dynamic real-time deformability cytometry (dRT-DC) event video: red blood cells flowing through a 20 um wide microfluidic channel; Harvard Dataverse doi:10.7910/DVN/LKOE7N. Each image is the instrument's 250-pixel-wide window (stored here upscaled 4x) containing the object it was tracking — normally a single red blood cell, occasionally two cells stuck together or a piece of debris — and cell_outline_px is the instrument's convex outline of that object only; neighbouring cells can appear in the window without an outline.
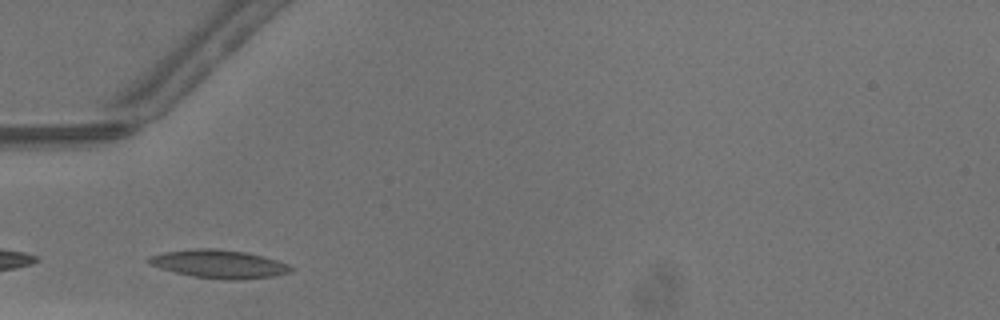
{"species": "common noctule bat (a hibernating species)", "species_latin": "Nyctalus noctula", "temperature_condition": "warm", "stored_images_in_passage": 23, "camera_frame_rate_fps": 3000, "um_per_image_px": 0.085, "animal": {"sex": "male", "body_mass_g": 13.3}, "frame": {"image": 1, "passage_image": 4, "time_ms": 1.0, "image_size_px": [1000, 320], "cell_outline_px": [[292, 272], [272, 276], [244, 280], [224, 280], [196, 276], [176, 272], [160, 268], [152, 264], [148, 260], [148, 256], [164, 252], [192, 248], [216, 248], [244, 252], [264, 256], [288, 264], [292, 268]], "centroid_in_image_um": [18.65, 22.43], "position_along_channel_um": 66.4, "area_um2": 23.29}}
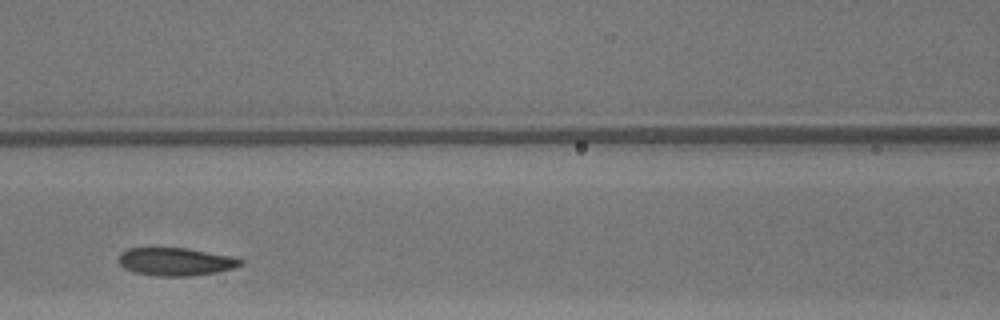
{"frame": {"image": 2, "passage_image": 10, "time_ms": 3.0, "image_size_px": [1000, 320], "cell_outline_px": [[244, 264], [232, 268], [216, 272], [192, 276], [152, 276], [132, 272], [124, 268], [120, 264], [120, 252], [128, 248], [184, 248], [236, 256], [244, 260]], "centroid_in_image_um": [14.96, 22.24], "position_along_channel_um": 151.6, "area_um2": 20.06}}
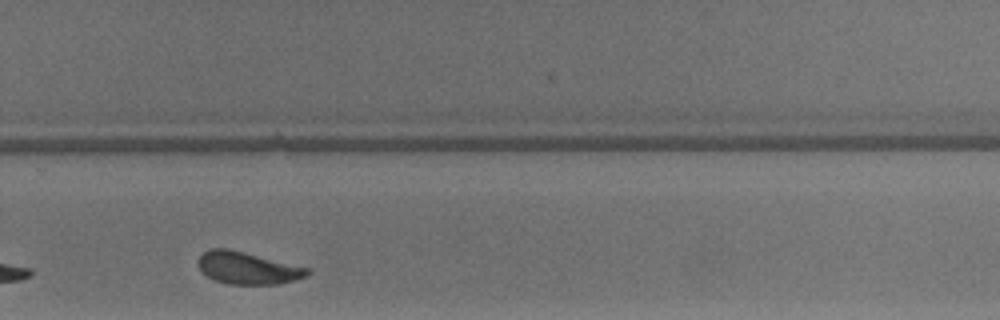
{"frame": {"image": 3, "passage_image": 21, "time_ms": 6.667, "image_size_px": [1000, 320], "cell_outline_px": [[312, 272], [308, 276], [296, 280], [280, 284], [228, 284], [216, 280], [208, 276], [196, 264], [200, 256], [204, 252], [212, 248], [228, 248], [308, 268]], "centroid_in_image_um": [21.07, 22.79], "position_along_channel_um": 308.7, "area_um2": 20.35}}